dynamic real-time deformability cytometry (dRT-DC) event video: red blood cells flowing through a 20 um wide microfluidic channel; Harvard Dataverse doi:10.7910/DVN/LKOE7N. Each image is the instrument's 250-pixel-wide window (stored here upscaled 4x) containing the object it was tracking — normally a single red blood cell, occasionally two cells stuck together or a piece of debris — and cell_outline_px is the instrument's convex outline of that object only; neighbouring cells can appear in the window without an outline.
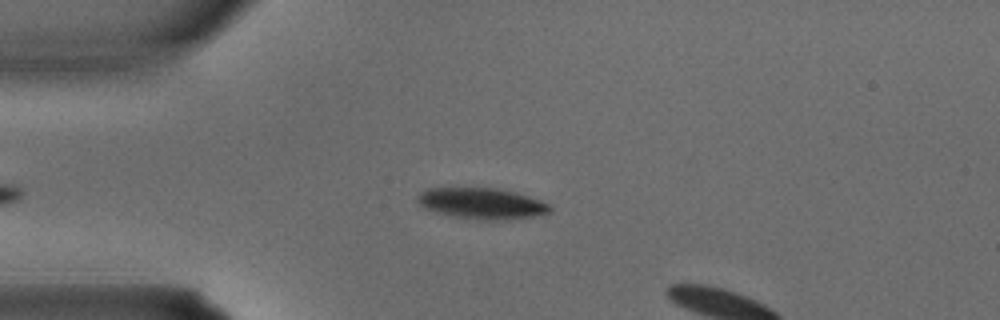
{"species": "common noctule bat (a hibernating species)", "species_latin": "Nyctalus noctula", "temperature_condition": "warm", "stored_images_in_passage": 5, "camera_frame_rate_fps": 3000, "um_per_image_px": 0.085, "animal": {"sex": "male", "body_mass_g": 15.6}, "frame": {"image": 1, "passage_image": 4, "time_ms": 1.0, "image_size_px": [1000, 320], "cell_outline_px": [[552, 212], [536, 216], [492, 220], [484, 220], [452, 216], [436, 212], [424, 208], [416, 200], [416, 196], [420, 192], [428, 188], [496, 188], [516, 192], [528, 196], [548, 204], [552, 208]], "centroid_in_image_um": [40.93, 17.29], "position_along_channel_um": 44.1, "area_um2": 23.81}}